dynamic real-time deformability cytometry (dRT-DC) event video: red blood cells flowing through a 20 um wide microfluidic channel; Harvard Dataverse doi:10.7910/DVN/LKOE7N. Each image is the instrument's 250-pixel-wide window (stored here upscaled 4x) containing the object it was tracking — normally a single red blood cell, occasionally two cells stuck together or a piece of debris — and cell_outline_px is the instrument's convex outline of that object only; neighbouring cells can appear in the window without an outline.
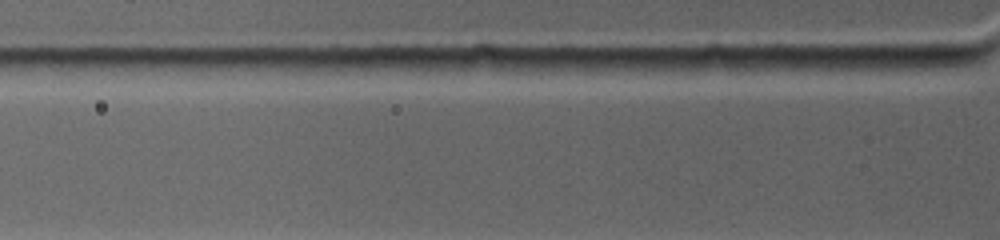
{"species": "common noctule bat (a hibernating species)", "species_latin": "Nyctalus noctula", "temperature_condition": "warm", "stored_images_in_passage": 3, "camera_frame_rate_fps": 4500, "um_per_image_px": 0.085, "animal": {"sex": "female", "body_mass_g": 19.0, "forearm_length_mm": 53.3}, "frame": {"image": 1, "passage_image": 3, "time_ms": 0.444, "image_size_px": [1000, 240], "cell_outline_px": [[980, 60], [968, 64], [880, 76], [832, 68], [820, 56], [976, 56]], "centroid_in_image_um": [76.06, 5.39], "position_along_channel_um": 49.7, "area_um2": 15.43}}